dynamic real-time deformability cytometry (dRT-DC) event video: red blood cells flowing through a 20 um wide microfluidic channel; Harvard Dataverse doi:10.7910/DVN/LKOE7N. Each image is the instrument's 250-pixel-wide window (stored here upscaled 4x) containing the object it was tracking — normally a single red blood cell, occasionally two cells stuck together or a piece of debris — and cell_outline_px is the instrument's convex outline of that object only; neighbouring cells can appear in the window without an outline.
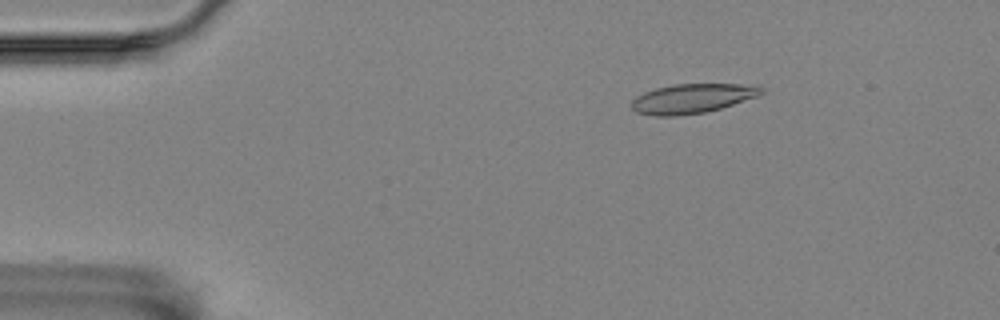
{"species": "Egyptian fruit bat (a non-hibernating species)", "species_latin": "Rousettus aegyptiacus", "temperature_condition": "room temperature", "stored_images_in_passage": 4, "camera_frame_rate_fps": 3000, "um_per_image_px": 0.085, "animal": {"sex": "female"}, "frame": {"image": 1, "passage_image": 3, "time_ms": 0.667, "image_size_px": [1000, 320], "cell_outline_px": [[764, 92], [756, 96], [720, 108], [704, 112], [676, 116], [656, 116], [636, 112], [632, 108], [632, 100], [636, 96], [644, 92], [656, 88], [676, 84], [740, 84], [764, 88]], "centroid_in_image_um": [58.78, 8.37], "position_along_channel_um": 26.2, "area_um2": 21.91}}